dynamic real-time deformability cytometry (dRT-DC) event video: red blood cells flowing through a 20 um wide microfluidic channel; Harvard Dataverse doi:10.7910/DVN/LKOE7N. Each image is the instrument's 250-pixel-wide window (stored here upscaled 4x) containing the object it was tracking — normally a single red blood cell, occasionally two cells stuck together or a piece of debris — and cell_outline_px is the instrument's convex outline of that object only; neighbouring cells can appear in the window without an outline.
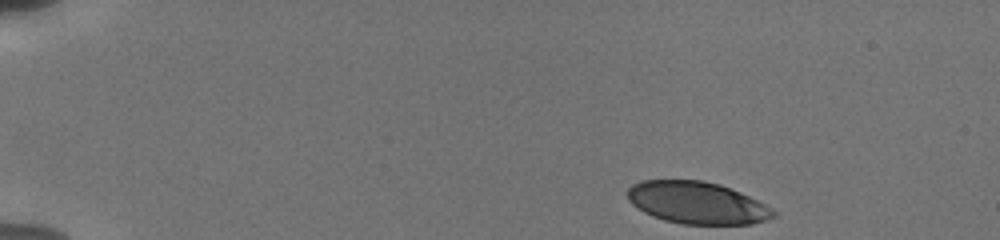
{"species": "human", "species_latin": "Homo sapiens", "temperature_condition": "cold", "stored_images_in_passage": 37, "camera_frame_rate_fps": 3000, "um_per_image_px": 0.085, "donor": {"sex": "male"}, "frame": {"image": 1, "passage_image": 1, "time_ms": 0.0, "image_size_px": [1000, 240], "cell_outline_px": [[776, 216], [752, 224], [680, 224], [664, 220], [652, 216], [644, 212], [632, 204], [628, 200], [628, 188], [632, 184], [640, 180], [704, 180], [720, 184], [740, 192], [772, 208], [776, 212]], "centroid_in_image_um": [59.23, 17.23], "position_along_channel_um": 25.8, "area_um2": 35.84}}
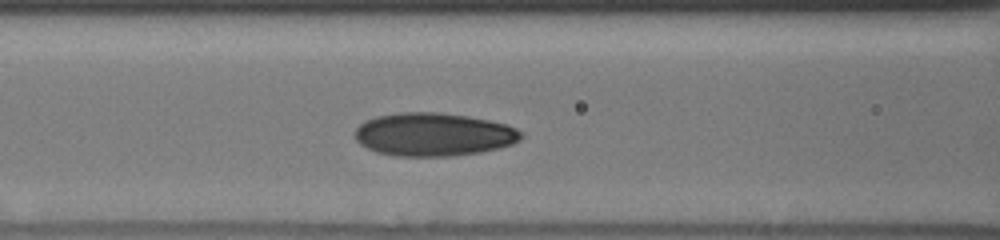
{"frame": {"image": 2, "passage_image": 18, "time_ms": 5.667, "image_size_px": [1000, 240], "cell_outline_px": [[524, 136], [520, 140], [512, 144], [500, 148], [480, 152], [448, 156], [396, 156], [376, 152], [360, 144], [356, 140], [356, 128], [360, 124], [376, 116], [400, 112], [440, 112], [468, 116], [488, 120], [504, 124], [516, 128], [524, 132]], "centroid_in_image_um": [36.88, 11.43], "position_along_channel_um": 129.7, "area_um2": 41.91}}
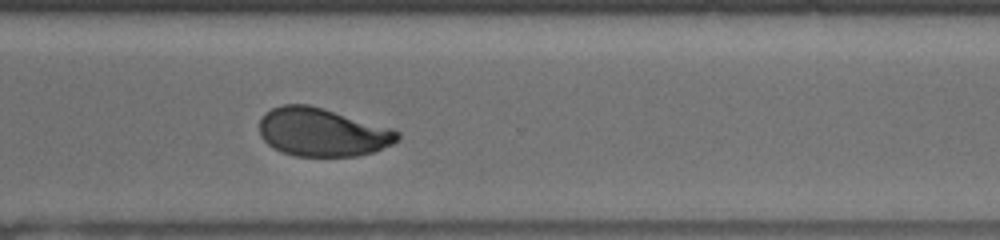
{"frame": {"image": 3, "passage_image": 37, "time_ms": 11.333, "image_size_px": [1000, 240], "cell_outline_px": [[400, 140], [392, 144], [372, 152], [356, 156], [296, 156], [284, 152], [268, 144], [260, 136], [260, 120], [264, 112], [272, 108], [284, 104], [308, 104], [324, 108], [392, 128], [400, 132]], "centroid_in_image_um": [27.41, 11.22], "position_along_channel_um": 343.2, "area_um2": 38.9}}